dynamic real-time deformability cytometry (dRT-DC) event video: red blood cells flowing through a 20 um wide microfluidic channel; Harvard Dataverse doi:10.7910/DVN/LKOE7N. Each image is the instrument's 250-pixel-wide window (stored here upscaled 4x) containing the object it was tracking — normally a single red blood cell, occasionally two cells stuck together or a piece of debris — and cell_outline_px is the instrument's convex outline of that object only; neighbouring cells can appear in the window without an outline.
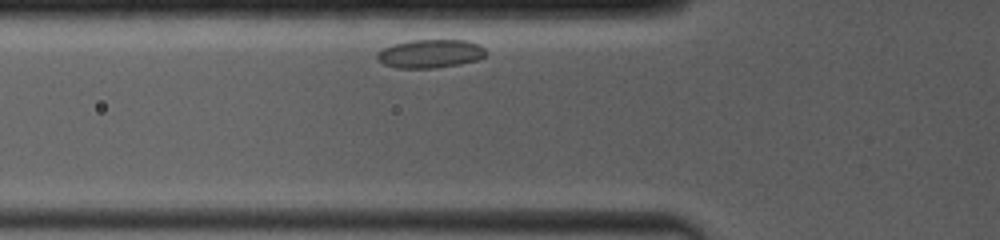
{"species": "common noctule bat (a hibernating species)", "species_latin": "Nyctalus noctula", "temperature_condition": "room temperature", "stored_images_in_passage": 49, "camera_frame_rate_fps": 4000, "um_per_image_px": 0.085, "animal": {"sex": "female", "body_mass_g": 19.0, "forearm_length_mm": 53.3}, "frame": {"image": 1, "passage_image": 3, "time_ms": 0.75, "image_size_px": [1000, 240], "cell_outline_px": [[484, 56], [480, 60], [460, 64], [432, 68], [396, 68], [384, 64], [376, 60], [376, 52], [384, 48], [396, 44], [412, 40], [468, 40], [484, 48]], "centroid_in_image_um": [36.55, 4.57], "position_along_channel_um": 89.2, "area_um2": 17.98}}
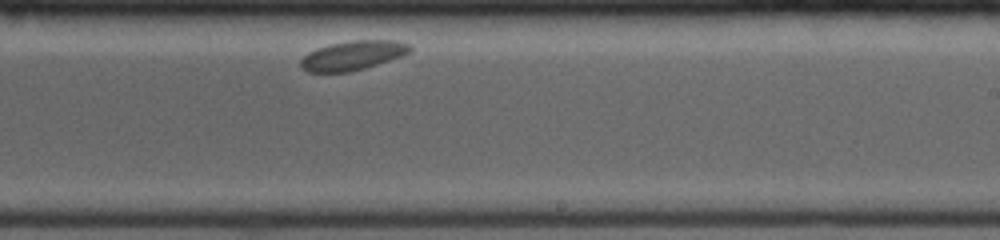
{"frame": {"image": 2, "passage_image": 28, "time_ms": 5.75, "image_size_px": [1000, 240], "cell_outline_px": [[412, 48], [408, 52], [400, 56], [364, 68], [348, 72], [308, 72], [300, 68], [300, 60], [308, 52], [316, 48], [328, 44], [352, 40], [396, 40], [408, 44]], "centroid_in_image_um": [29.92, 4.7], "position_along_channel_um": 259.1, "area_um2": 18.55}}
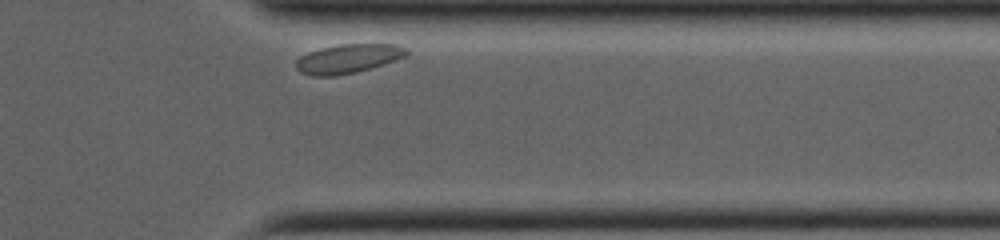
{"frame": {"image": 3, "passage_image": 47, "time_ms": 9.25, "image_size_px": [1000, 240], "cell_outline_px": [[408, 56], [356, 72], [336, 76], [312, 76], [300, 72], [296, 68], [296, 60], [300, 56], [308, 52], [320, 48], [336, 44], [396, 44], [408, 48]], "centroid_in_image_um": [29.58, 4.98], "position_along_channel_um": 381.8, "area_um2": 18.84}}